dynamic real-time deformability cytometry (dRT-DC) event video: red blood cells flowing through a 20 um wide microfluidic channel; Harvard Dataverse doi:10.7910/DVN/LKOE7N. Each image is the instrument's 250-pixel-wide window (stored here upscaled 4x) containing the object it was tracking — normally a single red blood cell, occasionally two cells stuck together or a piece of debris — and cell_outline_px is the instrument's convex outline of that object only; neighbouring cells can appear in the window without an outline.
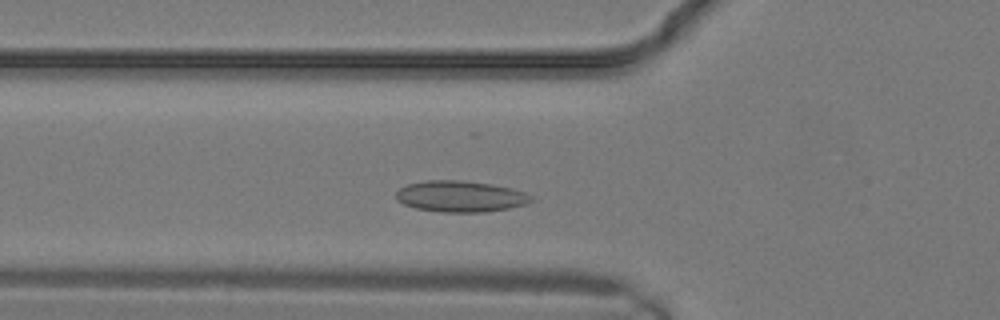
{"species": "common noctule bat (a hibernating species)", "species_latin": "Nyctalus noctula", "temperature_condition": "warm", "stored_images_in_passage": 6, "camera_frame_rate_fps": 3000, "um_per_image_px": 0.085, "animal": {"sex": "male", "body_mass_g": 19.2, "forearm_length_mm": 51.8}, "frame": {"image": 1, "passage_image": 4, "time_ms": 1.0, "image_size_px": [1000, 320], "cell_outline_px": [[536, 200], [524, 204], [508, 208], [484, 212], [440, 212], [416, 208], [404, 204], [396, 200], [396, 192], [400, 188], [408, 184], [424, 180], [460, 180], [492, 184], [512, 188], [524, 192], [532, 196]], "centroid_in_image_um": [39.14, 16.69], "position_along_channel_um": 86.7, "area_um2": 24.62}}
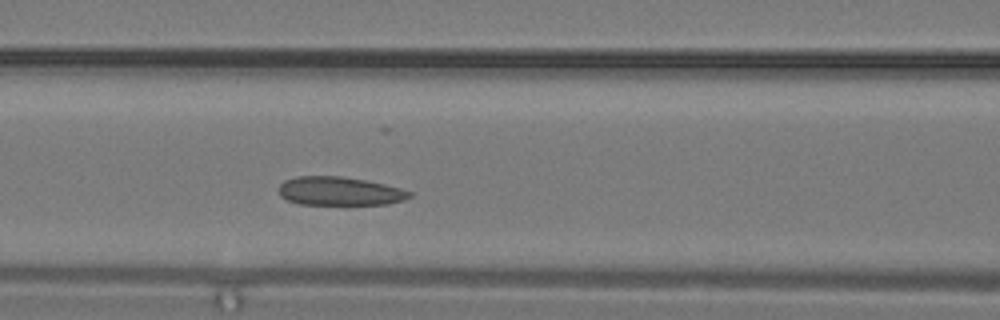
{"frame": {"image": 2, "passage_image": 6, "time_ms": 1.667, "image_size_px": [1000, 320], "cell_outline_px": [[412, 196], [404, 200], [388, 204], [300, 204], [288, 200], [280, 196], [280, 184], [284, 180], [296, 176], [340, 176], [364, 180], [384, 184], [400, 188], [412, 192]], "centroid_in_image_um": [28.87, 16.24], "position_along_channel_um": 137.7, "area_um2": 21.68}}